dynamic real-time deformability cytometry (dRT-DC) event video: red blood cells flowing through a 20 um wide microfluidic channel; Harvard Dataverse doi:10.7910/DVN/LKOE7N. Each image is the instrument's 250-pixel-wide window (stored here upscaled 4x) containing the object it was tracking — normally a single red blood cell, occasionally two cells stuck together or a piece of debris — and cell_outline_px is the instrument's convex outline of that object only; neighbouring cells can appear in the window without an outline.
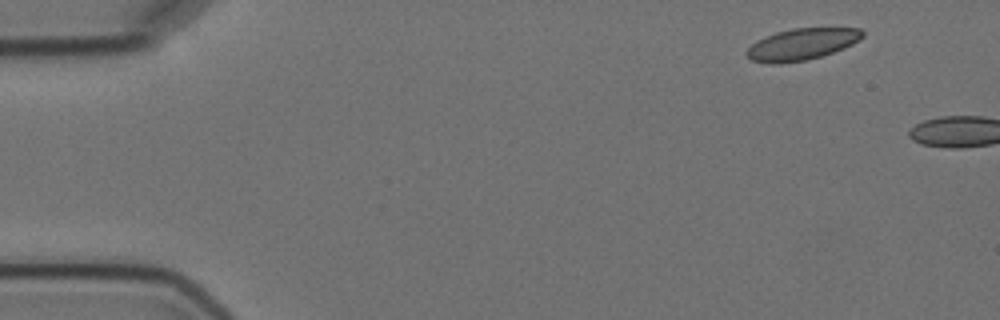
{"species": "Egyptian fruit bat (a non-hibernating species)", "species_latin": "Rousettus aegyptiacus", "temperature_condition": "cold", "stored_images_in_passage": 2, "camera_frame_rate_fps": 3000, "um_per_image_px": 0.085, "animal": {"sex": "female"}, "frame": {"image": 1, "passage_image": 1, "time_ms": 0.0, "image_size_px": [1000, 320], "cell_outline_px": [[864, 36], [860, 40], [844, 48], [820, 56], [804, 60], [780, 64], [768, 64], [752, 60], [744, 56], [744, 52], [756, 40], [764, 36], [776, 32], [792, 28], [860, 28], [864, 32]], "centroid_in_image_um": [68.11, 3.76], "position_along_channel_um": 16.9, "area_um2": 21.5}}